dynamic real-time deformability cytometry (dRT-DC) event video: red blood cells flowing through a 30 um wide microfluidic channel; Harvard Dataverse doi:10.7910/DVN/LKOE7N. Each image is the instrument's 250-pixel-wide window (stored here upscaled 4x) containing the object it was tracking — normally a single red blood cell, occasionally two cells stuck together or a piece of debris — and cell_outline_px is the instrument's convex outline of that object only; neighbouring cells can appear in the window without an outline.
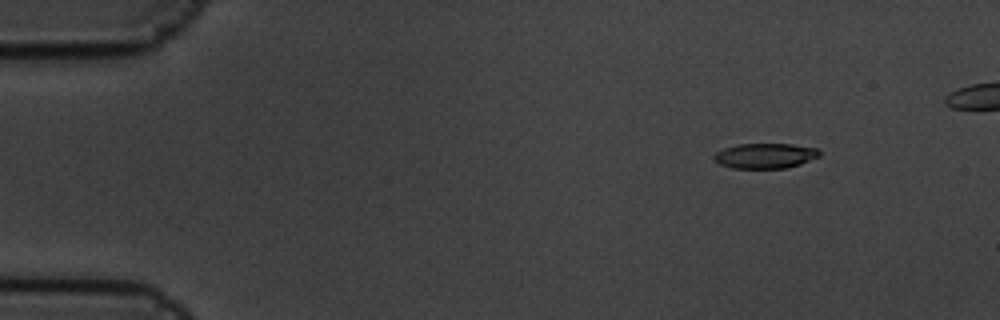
{"species": "common noctule bat (a hibernating species)", "species_latin": "Nyctalus noctula", "temperature_condition": "cold", "stored_images_in_passage": 7, "camera_frame_rate_fps": 3000, "um_per_image_px": 0.085, "animal": {"sex": "male", "body_mass_g": 19.5, "forearm_length_mm": 54.6}, "frame": {"image": 1, "passage_image": 3, "time_ms": 0.667, "image_size_px": [1000, 320], "cell_outline_px": [[820, 156], [800, 164], [784, 168], [732, 168], [720, 164], [712, 160], [712, 156], [716, 152], [724, 148], [736, 144], [792, 144], [820, 148]], "centroid_in_image_um": [65.03, 13.23], "position_along_channel_um": 20.0, "area_um2": 15.61}}